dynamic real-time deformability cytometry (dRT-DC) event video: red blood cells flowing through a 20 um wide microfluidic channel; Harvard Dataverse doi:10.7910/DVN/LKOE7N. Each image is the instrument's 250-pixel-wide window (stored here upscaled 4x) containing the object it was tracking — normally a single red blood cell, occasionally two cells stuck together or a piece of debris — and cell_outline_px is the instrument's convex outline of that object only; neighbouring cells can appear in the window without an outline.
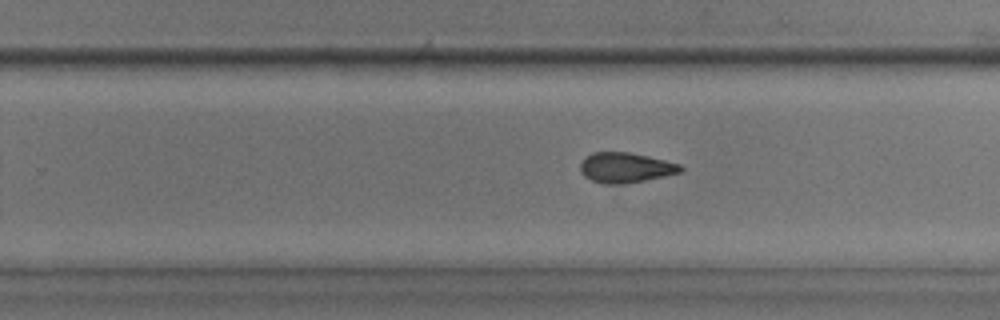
{"species": "common noctule bat (a hibernating species)", "species_latin": "Nyctalus noctula", "temperature_condition": "room temperature", "stored_images_in_passage": 37, "camera_frame_rate_fps": 3000, "um_per_image_px": 0.085, "animal": {"sex": "male", "body_mass_g": 17.9, "forearm_length_mm": 54.2}, "frame": {"image": 1, "passage_image": 18, "time_ms": 5.667, "image_size_px": [1000, 320], "cell_outline_px": [[684, 168], [680, 172], [664, 176], [624, 184], [604, 184], [592, 180], [584, 176], [580, 172], [580, 164], [584, 156], [592, 152], [628, 152], [648, 156], [680, 164]], "centroid_in_image_um": [53.13, 14.24], "position_along_channel_um": 276.7, "area_um2": 17.63}}
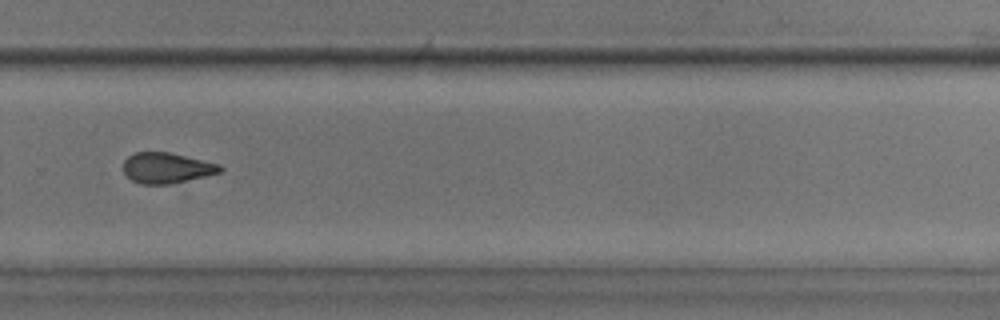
{"frame": {"image": 2, "passage_image": 21, "time_ms": 6.667, "image_size_px": [1000, 320], "cell_outline_px": [[224, 168], [220, 172], [204, 176], [168, 184], [140, 184], [132, 180], [124, 172], [124, 160], [128, 156], [136, 152], [168, 152], [220, 164]], "centroid_in_image_um": [14.15, 14.27], "position_along_channel_um": 315.6, "area_um2": 16.99}}
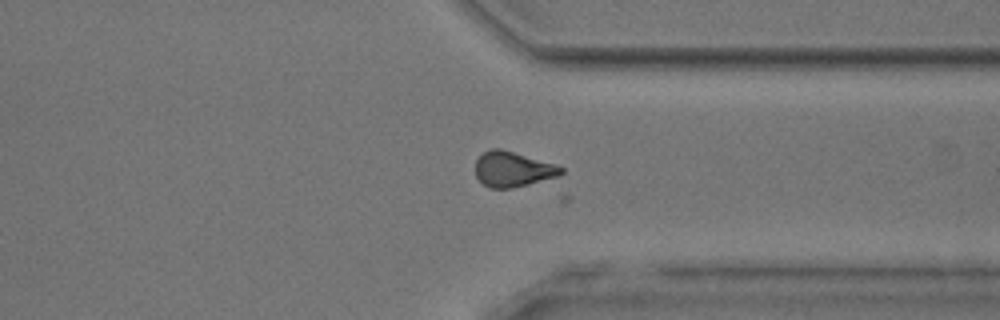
{"frame": {"image": 3, "passage_image": 25, "time_ms": 8.0, "image_size_px": [1000, 320], "cell_outline_px": [[564, 172], [560, 176], [528, 184], [508, 188], [488, 188], [476, 176], [476, 160], [484, 152], [492, 148], [500, 148], [556, 164], [564, 168]], "centroid_in_image_um": [43.61, 14.38], "position_along_channel_um": 367.8, "area_um2": 17.51}}